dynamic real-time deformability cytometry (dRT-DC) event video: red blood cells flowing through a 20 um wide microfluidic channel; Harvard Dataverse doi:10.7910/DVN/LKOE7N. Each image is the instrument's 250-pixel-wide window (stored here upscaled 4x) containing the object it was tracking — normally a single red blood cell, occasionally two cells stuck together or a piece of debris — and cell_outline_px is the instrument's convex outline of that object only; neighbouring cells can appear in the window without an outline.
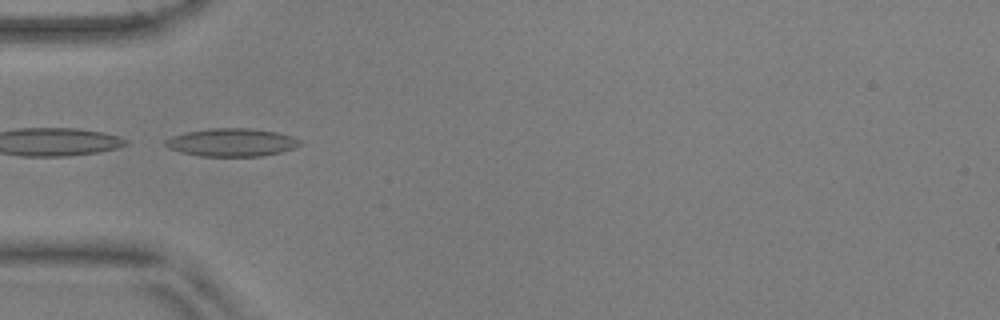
{"species": "common noctule bat (a hibernating species)", "species_latin": "Nyctalus noctula", "temperature_condition": "warm", "stored_images_in_passage": 36, "camera_frame_rate_fps": 3000, "um_per_image_px": 0.085, "animal": {"sex": "male", "body_mass_g": 17.9, "forearm_length_mm": 54.2}, "frame": {"image": 1, "passage_image": 1, "time_ms": 0.0, "image_size_px": [1000, 320], "cell_outline_px": [[300, 144], [292, 148], [280, 152], [264, 156], [200, 156], [180, 152], [168, 148], [164, 144], [164, 140], [172, 136], [188, 132], [208, 128], [252, 128], [276, 132], [292, 136], [300, 140]], "centroid_in_image_um": [19.66, 12.1], "position_along_channel_um": 65.3, "area_um2": 21.91}}
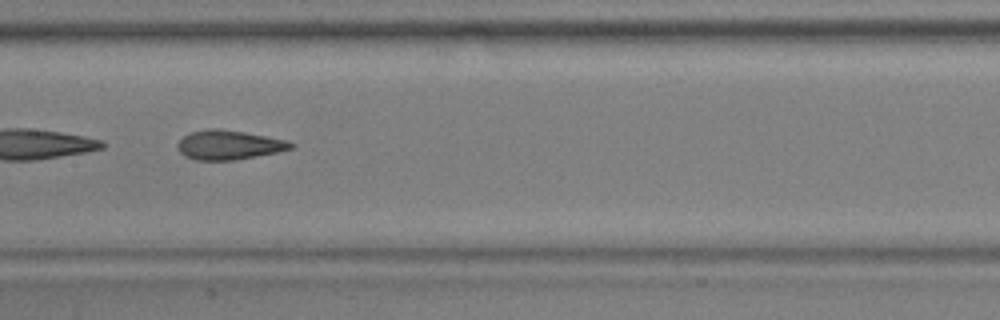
{"frame": {"image": 2, "passage_image": 11, "time_ms": 3.333, "image_size_px": [1000, 320], "cell_outline_px": [[296, 144], [292, 148], [276, 152], [236, 160], [196, 160], [184, 156], [176, 148], [176, 144], [184, 136], [192, 132], [208, 128], [220, 128], [244, 132], [288, 140]], "centroid_in_image_um": [19.44, 12.31], "position_along_channel_um": 188.0, "area_um2": 19.42}}
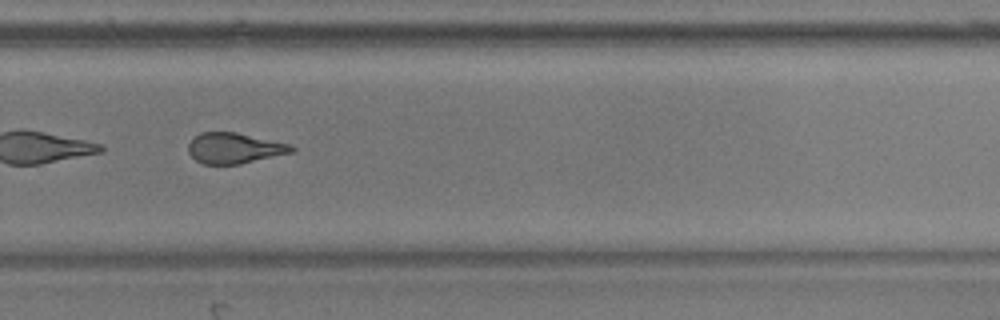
{"frame": {"image": 3, "passage_image": 21, "time_ms": 6.667, "image_size_px": [1000, 320], "cell_outline_px": [[296, 152], [240, 164], [204, 164], [196, 160], [188, 152], [188, 144], [200, 132], [236, 132], [292, 144], [296, 148]], "centroid_in_image_um": [19.98, 12.59], "position_along_channel_um": 309.8, "area_um2": 18.61}, "authors_computed_cell_mechanics": {"area_um2": 19.652, "velocity_mm_per_s": 3.6816, "shape_relaxation_time_tau1_ms": 8.9334, "shape_relaxation_time_tau2_ms": 2.1585, "deformation_change_tau1": 0.2093, "deformation_change_tau2": 0.1097}}